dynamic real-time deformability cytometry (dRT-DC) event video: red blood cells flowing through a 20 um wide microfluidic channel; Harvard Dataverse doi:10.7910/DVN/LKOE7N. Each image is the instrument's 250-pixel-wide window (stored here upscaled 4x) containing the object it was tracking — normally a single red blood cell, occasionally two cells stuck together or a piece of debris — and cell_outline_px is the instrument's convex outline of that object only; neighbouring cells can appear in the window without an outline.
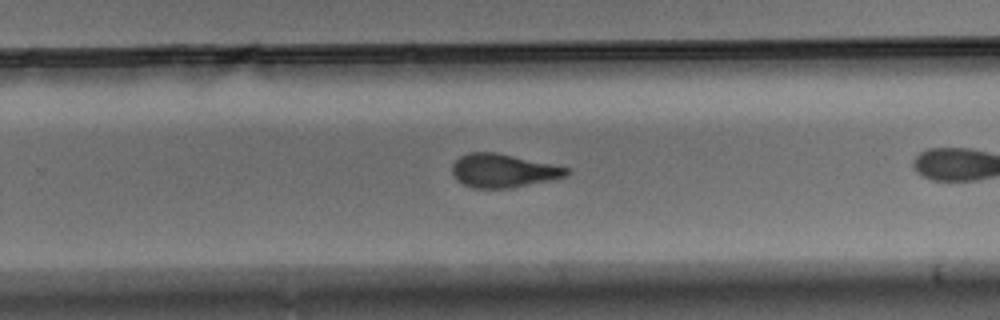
{"species": "Egyptian fruit bat (a non-hibernating species)", "species_latin": "Rousettus aegyptiacus", "temperature_condition": "warm", "stored_images_in_passage": 26, "camera_frame_rate_fps": 3000, "um_per_image_px": 0.085, "animal": {"sex": "male"}, "frame": {"image": 1, "passage_image": 19, "time_ms": 6.0, "image_size_px": [1000, 320], "cell_outline_px": [[572, 172], [568, 176], [508, 188], [472, 188], [456, 180], [452, 172], [452, 164], [460, 156], [468, 152], [492, 152], [572, 168]], "centroid_in_image_um": [42.77, 14.51], "position_along_channel_um": 287.0, "area_um2": 22.2}}
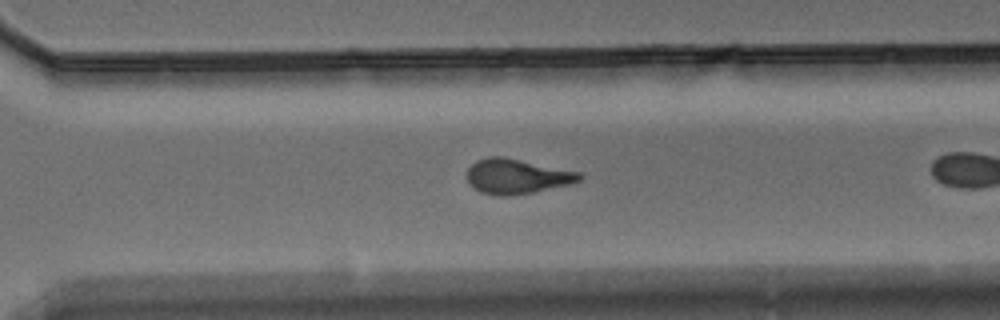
{"frame": {"image": 2, "passage_image": 22, "time_ms": 7.0, "image_size_px": [1000, 320], "cell_outline_px": [[584, 176], [580, 180], [568, 184], [532, 192], [504, 196], [496, 196], [480, 192], [472, 188], [468, 180], [468, 168], [476, 160], [488, 156], [504, 156], [580, 172]], "centroid_in_image_um": [43.9, 14.98], "position_along_channel_um": 326.7, "area_um2": 22.83}}